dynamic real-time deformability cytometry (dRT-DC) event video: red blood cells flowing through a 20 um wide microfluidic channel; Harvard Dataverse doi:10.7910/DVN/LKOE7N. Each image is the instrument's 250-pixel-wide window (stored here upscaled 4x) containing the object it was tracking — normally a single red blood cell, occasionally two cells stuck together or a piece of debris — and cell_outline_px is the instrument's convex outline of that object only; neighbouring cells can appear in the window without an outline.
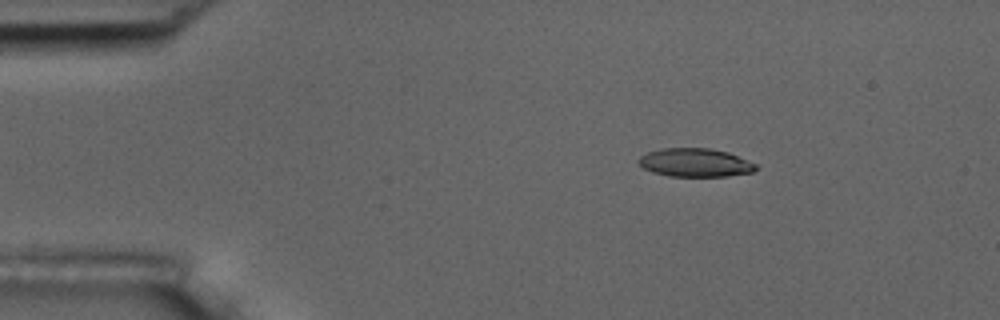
{"species": "common noctule bat (a hibernating species)", "species_latin": "Nyctalus noctula", "temperature_condition": "room temperature", "stored_images_in_passage": 48, "camera_frame_rate_fps": 3000, "um_per_image_px": 0.085, "animal": {"sex": "male", "body_mass_g": 17.5, "forearm_length_mm": 52.3}, "frame": {"image": 1, "passage_image": 1, "time_ms": 0.0, "image_size_px": [1000, 320], "cell_outline_px": [[756, 168], [752, 172], [728, 176], [668, 176], [652, 172], [644, 168], [636, 160], [640, 156], [648, 152], [660, 148], [712, 148], [728, 152], [756, 164]], "centroid_in_image_um": [59.05, 13.81], "position_along_channel_um": 25.9, "area_um2": 19.42}}
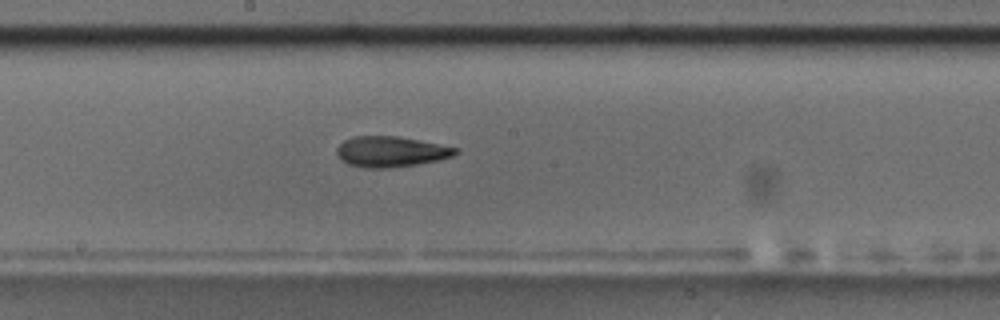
{"frame": {"image": 2, "passage_image": 22, "time_ms": 7.0, "image_size_px": [1000, 320], "cell_outline_px": [[460, 152], [452, 156], [436, 160], [416, 164], [388, 168], [364, 168], [348, 164], [340, 160], [336, 156], [336, 148], [344, 140], [352, 136], [396, 136], [460, 148]], "centroid_in_image_um": [33.18, 12.89], "position_along_channel_um": 215.0, "area_um2": 21.21}}
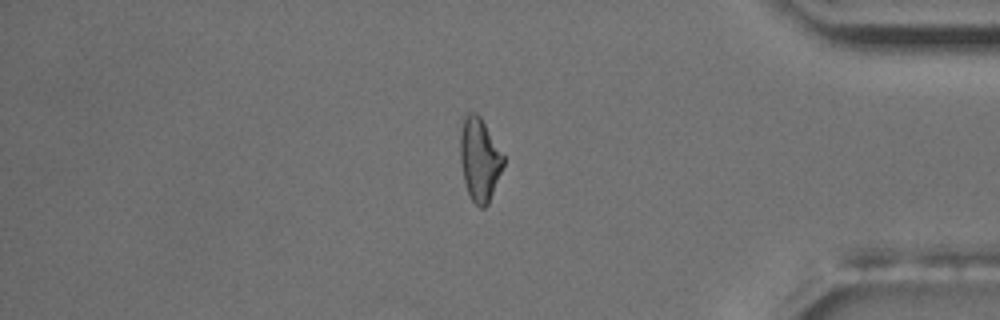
{"frame": {"image": 3, "passage_image": 39, "time_ms": 12.667, "image_size_px": [1000, 320], "cell_outline_px": [[504, 164], [488, 204], [484, 208], [480, 208], [472, 200], [468, 192], [464, 180], [460, 160], [460, 132], [464, 112], [476, 112], [480, 116], [504, 156]], "centroid_in_image_um": [40.74, 13.51], "position_along_channel_um": 394.5, "area_um2": 20.87}, "authors_computed_cell_mechanics": {"area_um2": 20.8369, "velocity_mm_per_s": 3.6468, "shape_relaxation_time_tau1_ms": 5.1033, "shape_relaxation_time_tau2_ms": 7.2412, "deformation_change_tau1": 0.1692, "deformation_change_tau2": 0.2016}}